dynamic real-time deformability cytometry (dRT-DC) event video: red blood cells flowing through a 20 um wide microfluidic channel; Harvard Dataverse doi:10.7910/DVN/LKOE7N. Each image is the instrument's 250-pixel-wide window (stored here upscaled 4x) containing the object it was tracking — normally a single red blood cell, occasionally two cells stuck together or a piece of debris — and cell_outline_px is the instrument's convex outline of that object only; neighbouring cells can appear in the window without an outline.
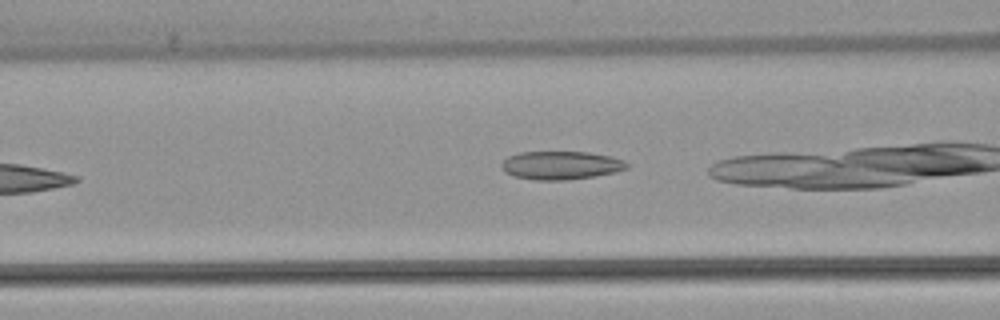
{"species": "common noctule bat (a hibernating species)", "species_latin": "Nyctalus noctula", "temperature_condition": "warm", "stored_images_in_passage": 5, "camera_frame_rate_fps": 3000, "um_per_image_px": 0.085, "animal": {"sex": "female", "body_mass_g": 22.7, "forearm_length_mm": 54.2}, "frame": {"image": 1, "passage_image": 3, "time_ms": 2.667, "image_size_px": [1000, 320], "cell_outline_px": [[628, 168], [616, 172], [568, 180], [536, 180], [512, 176], [504, 172], [500, 168], [500, 164], [508, 156], [520, 152], [588, 152], [612, 156], [624, 160], [628, 164]], "centroid_in_image_um": [47.65, 14.05], "position_along_channel_um": 118.9, "area_um2": 20.87}}
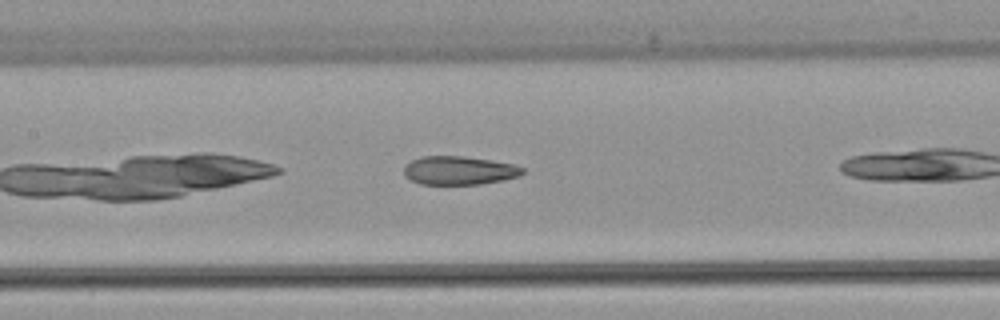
{"frame": {"image": 2, "passage_image": 5, "time_ms": 5.333, "image_size_px": [1000, 320], "cell_outline_px": [[524, 172], [520, 176], [504, 180], [480, 184], [420, 184], [404, 176], [404, 164], [412, 160], [424, 156], [464, 156], [516, 164], [524, 168]], "centroid_in_image_um": [39.04, 14.49], "position_along_channel_um": 168.4, "area_um2": 19.88}}